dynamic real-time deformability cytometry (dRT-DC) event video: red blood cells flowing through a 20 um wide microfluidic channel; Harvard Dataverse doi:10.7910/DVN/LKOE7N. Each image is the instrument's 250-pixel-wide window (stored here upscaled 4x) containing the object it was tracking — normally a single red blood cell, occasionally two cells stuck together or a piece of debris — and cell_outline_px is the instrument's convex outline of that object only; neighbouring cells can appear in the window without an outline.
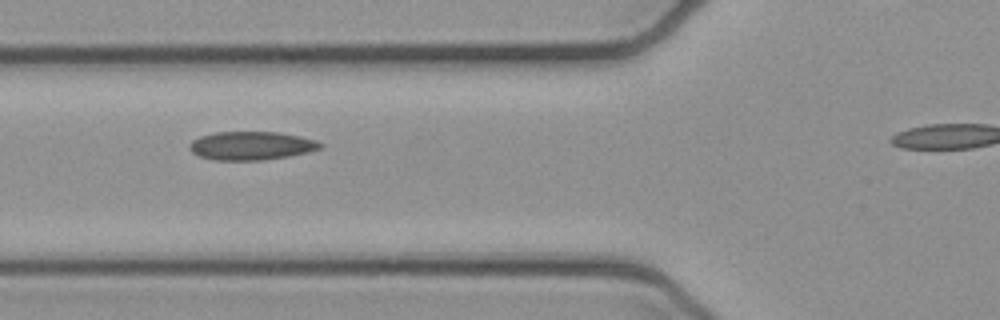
{"species": "common noctule bat (a hibernating species)", "species_latin": "Nyctalus noctula", "temperature_condition": "cold", "stored_images_in_passage": 5, "segment_of_instrument_passage": [1, 2], "camera_frame_rate_fps": 3000, "um_per_image_px": 0.085, "animal": {"sex": "female", "body_mass_g": 21.9}, "frame": {"image": 1, "passage_image": 2, "time_ms": 0.333, "image_size_px": [1000, 320], "cell_outline_px": [[324, 144], [320, 148], [308, 152], [288, 156], [260, 160], [212, 160], [200, 156], [192, 152], [188, 148], [188, 144], [192, 140], [200, 136], [216, 132], [280, 132], [300, 136], [316, 140]], "centroid_in_image_um": [21.34, 12.38], "position_along_channel_um": 104.5, "area_um2": 21.73}}
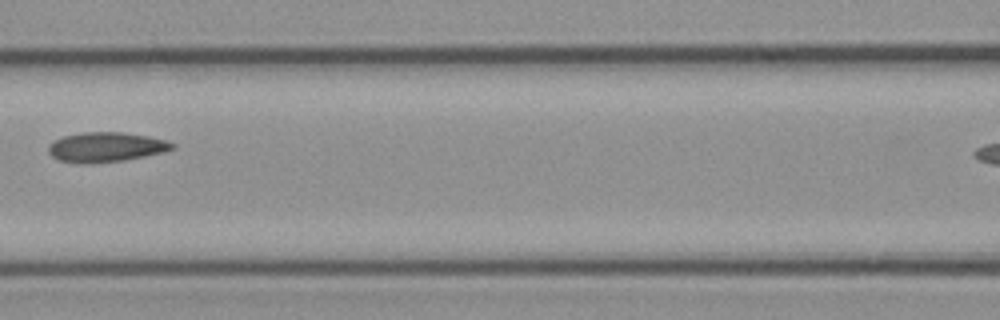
{"frame": {"image": 2, "passage_image": 3, "time_ms": 0.667, "image_size_px": [1000, 320], "cell_outline_px": [[176, 148], [164, 152], [124, 160], [92, 164], [76, 164], [56, 160], [48, 152], [48, 148], [56, 140], [64, 136], [80, 132], [124, 132], [148, 136], [164, 140], [176, 144]], "centroid_in_image_um": [9.0, 12.52], "position_along_channel_um": 157.6, "area_um2": 21.68}}
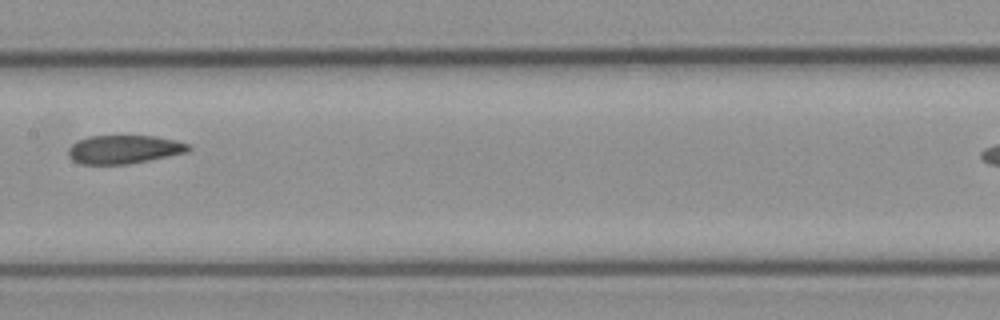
{"frame": {"image": 3, "passage_image": 4, "time_ms": 1.0, "image_size_px": [1000, 320], "cell_outline_px": [[192, 148], [188, 152], [128, 164], [80, 164], [72, 160], [68, 156], [68, 148], [72, 144], [88, 136], [156, 136], [176, 140], [188, 144]], "centroid_in_image_um": [10.54, 12.7], "position_along_channel_um": 196.9, "area_um2": 19.94}}